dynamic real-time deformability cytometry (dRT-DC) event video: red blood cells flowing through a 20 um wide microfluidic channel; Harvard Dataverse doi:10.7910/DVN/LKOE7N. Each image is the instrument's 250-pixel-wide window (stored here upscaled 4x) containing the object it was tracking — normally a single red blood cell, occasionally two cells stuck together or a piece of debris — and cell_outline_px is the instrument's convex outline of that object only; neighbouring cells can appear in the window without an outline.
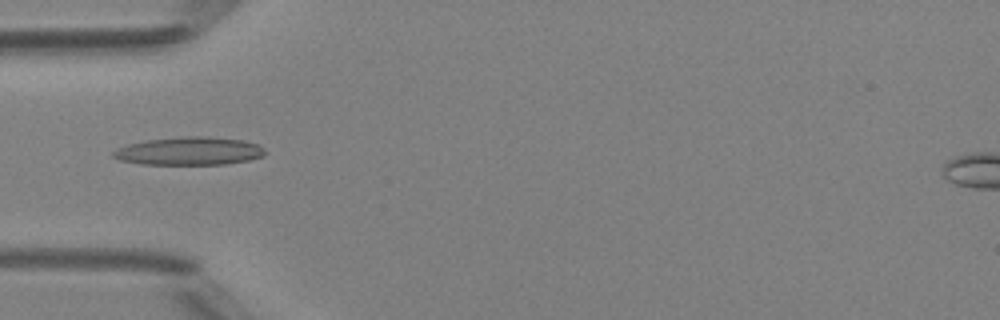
{"species": "Egyptian fruit bat (a non-hibernating species)", "species_latin": "Rousettus aegyptiacus", "temperature_condition": "room temperature", "stored_images_in_passage": 49, "camera_frame_rate_fps": 3000, "um_per_image_px": 0.085, "animal": {"sex": "female"}, "frame": {"image": 1, "passage_image": 16, "time_ms": 5.0, "image_size_px": [1000, 320], "cell_outline_px": [[264, 156], [248, 160], [224, 164], [140, 164], [120, 160], [112, 156], [112, 152], [116, 148], [128, 144], [144, 140], [184, 136], [204, 136], [244, 140], [260, 144], [264, 148]], "centroid_in_image_um": [16.07, 12.83], "position_along_channel_um": 68.9, "area_um2": 24.97}}
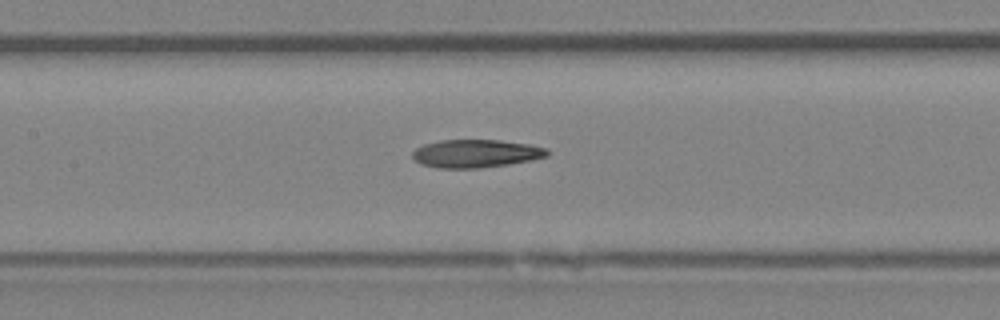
{"frame": {"image": 2, "passage_image": 23, "time_ms": 7.333, "image_size_px": [1000, 320], "cell_outline_px": [[548, 156], [532, 160], [508, 164], [480, 168], [436, 168], [420, 164], [412, 156], [412, 152], [416, 148], [424, 144], [440, 140], [500, 140], [528, 144], [548, 148]], "centroid_in_image_um": [40.44, 13.05], "position_along_channel_um": 167.0, "area_um2": 22.08}}
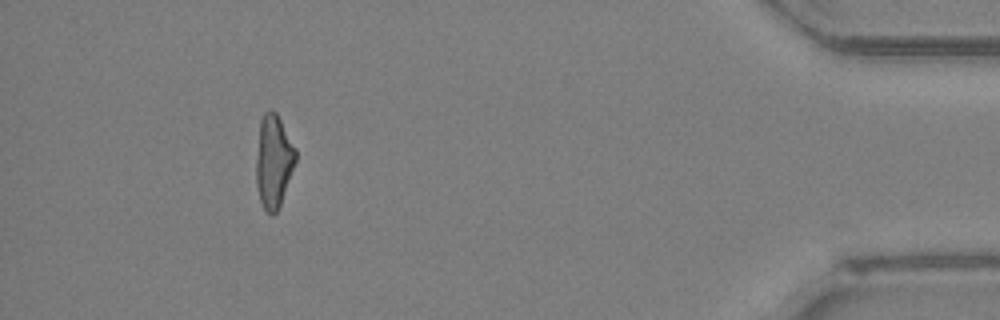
{"frame": {"image": 3, "passage_image": 45, "time_ms": 14.667, "image_size_px": [1000, 320], "cell_outline_px": [[296, 160], [280, 204], [276, 212], [272, 216], [264, 208], [260, 200], [256, 184], [256, 160], [260, 120], [264, 112], [268, 108], [272, 108], [276, 112], [296, 148]], "centroid_in_image_um": [23.24, 13.66], "position_along_channel_um": 412.0, "area_um2": 21.27}, "authors_computed_cell_mechanics": {"area_um2": 22.0796, "velocity_mm_per_s": 4.2106, "shape_relaxation_time_tau1_ms": null, "shape_relaxation_time_tau2_ms": 6.3538, "deformation_change_tau1": null, "deformation_change_tau2": 0.2064}}